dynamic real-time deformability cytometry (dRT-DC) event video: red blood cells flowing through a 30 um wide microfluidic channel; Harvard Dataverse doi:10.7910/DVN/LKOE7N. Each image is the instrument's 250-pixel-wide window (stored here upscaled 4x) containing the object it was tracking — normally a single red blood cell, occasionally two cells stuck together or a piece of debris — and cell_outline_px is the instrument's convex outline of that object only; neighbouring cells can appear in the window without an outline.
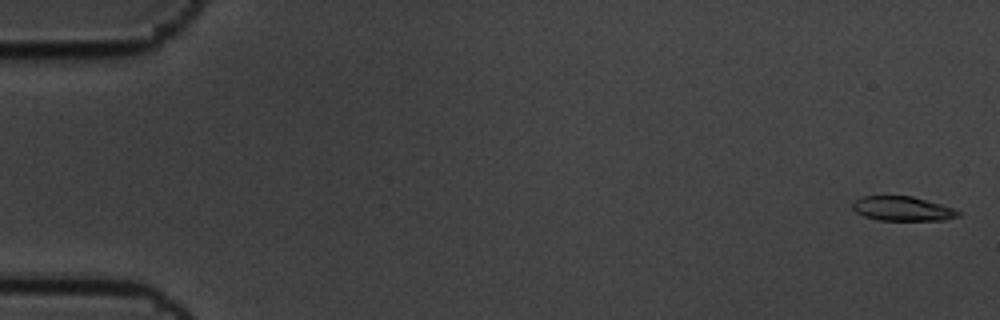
{"species": "common noctule bat (a hibernating species)", "species_latin": "Nyctalus noctula", "temperature_condition": "cold", "stored_images_in_passage": 7, "camera_frame_rate_fps": 3000, "um_per_image_px": 0.085, "animal": {"sex": "male", "body_mass_g": 19.5, "forearm_length_mm": 54.6}, "frame": {"image": 1, "passage_image": 1, "time_ms": 0.0, "image_size_px": [1000, 320], "cell_outline_px": [[960, 216], [944, 220], [876, 220], [864, 216], [856, 212], [852, 208], [852, 204], [860, 196], [912, 196], [940, 204], [952, 208], [960, 212]], "centroid_in_image_um": [76.69, 17.74], "position_along_channel_um": 8.3, "area_um2": 14.97}}
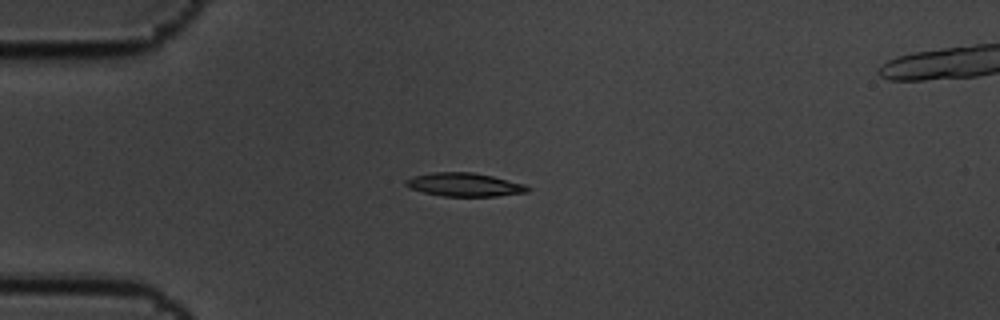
{"frame": {"image": 2, "passage_image": 5, "time_ms": 1.333, "image_size_px": [1000, 320], "cell_outline_px": [[532, 188], [528, 192], [496, 196], [444, 196], [424, 192], [412, 188], [404, 184], [404, 180], [412, 176], [432, 172], [472, 172], [492, 176], [524, 184]], "centroid_in_image_um": [39.48, 15.69], "position_along_channel_um": 45.5, "area_um2": 16.59}}
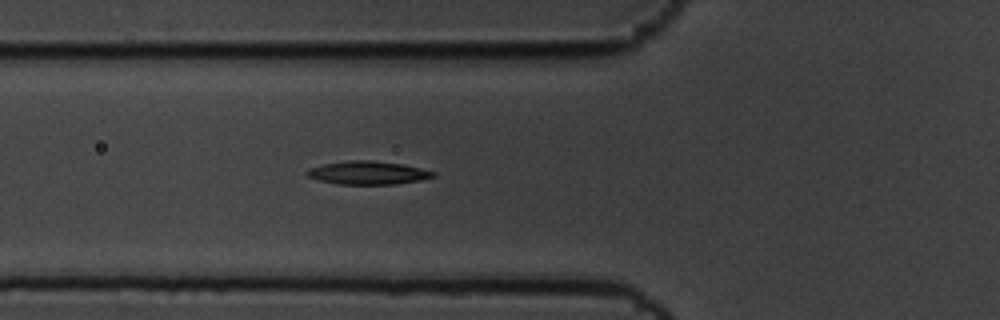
{"frame": {"image": 3, "passage_image": 7, "time_ms": 2.0, "image_size_px": [1000, 320], "cell_outline_px": [[436, 176], [420, 180], [396, 184], [336, 184], [320, 180], [308, 176], [304, 172], [312, 168], [324, 164], [352, 160], [368, 160], [400, 164], [420, 168], [436, 172]], "centroid_in_image_um": [31.29, 14.69], "position_along_channel_um": 94.5, "area_um2": 16.82}}